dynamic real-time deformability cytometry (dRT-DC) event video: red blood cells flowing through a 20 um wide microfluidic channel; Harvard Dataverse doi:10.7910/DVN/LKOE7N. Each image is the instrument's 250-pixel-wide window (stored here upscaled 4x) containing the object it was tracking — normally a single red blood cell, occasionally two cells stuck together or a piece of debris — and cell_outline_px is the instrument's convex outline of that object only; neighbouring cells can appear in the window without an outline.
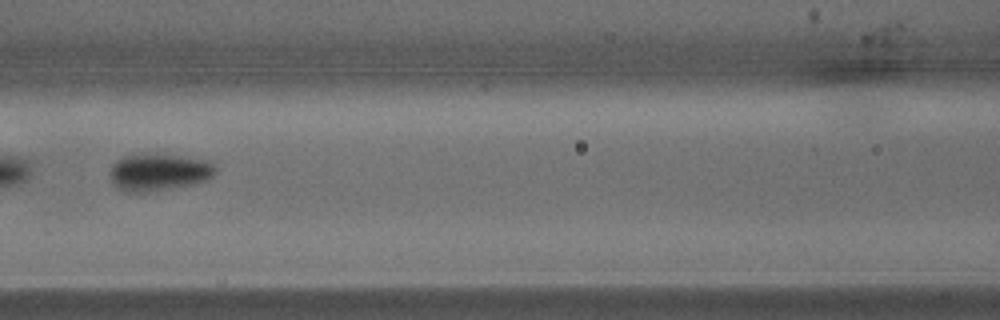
{"species": "common noctule bat (a hibernating species)", "species_latin": "Nyctalus noctula", "temperature_condition": "warm", "stored_images_in_passage": 3, "camera_frame_rate_fps": 3000, "um_per_image_px": 0.085, "animal": {"sex": "male", "body_mass_g": 15.6}, "frame": {"image": 1, "passage_image": 3, "time_ms": 0.667, "image_size_px": [1000, 320], "cell_outline_px": [[216, 172], [212, 176], [196, 184], [148, 192], [124, 192], [112, 184], [112, 164], [116, 160], [124, 156], [180, 156], [208, 160], [216, 168]], "centroid_in_image_um": [13.52, 14.68], "position_along_channel_um": 153.1, "area_um2": 22.25}}